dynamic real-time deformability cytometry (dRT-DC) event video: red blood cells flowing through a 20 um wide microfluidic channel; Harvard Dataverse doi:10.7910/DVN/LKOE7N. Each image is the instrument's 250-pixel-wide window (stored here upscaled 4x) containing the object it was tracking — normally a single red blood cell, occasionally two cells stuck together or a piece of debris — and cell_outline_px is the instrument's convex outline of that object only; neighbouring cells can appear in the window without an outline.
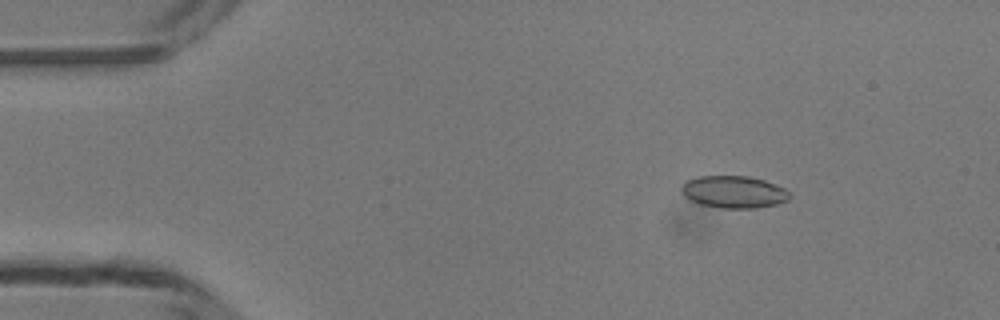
{"species": "common noctule bat (a hibernating species)", "species_latin": "Nyctalus noctula", "temperature_condition": "room temperature", "stored_images_in_passage": 48, "camera_frame_rate_fps": 3000, "um_per_image_px": 0.085, "animal": {"sex": "male", "body_mass_g": 13.3}, "frame": {"image": 1, "passage_image": 6, "time_ms": 1.667, "image_size_px": [1000, 320], "cell_outline_px": [[792, 196], [788, 200], [776, 204], [756, 208], [720, 208], [700, 204], [684, 196], [680, 188], [688, 180], [696, 176], [748, 176], [764, 180], [776, 184], [784, 188]], "centroid_in_image_um": [62.38, 16.31], "position_along_channel_um": 22.6, "area_um2": 20.29}}
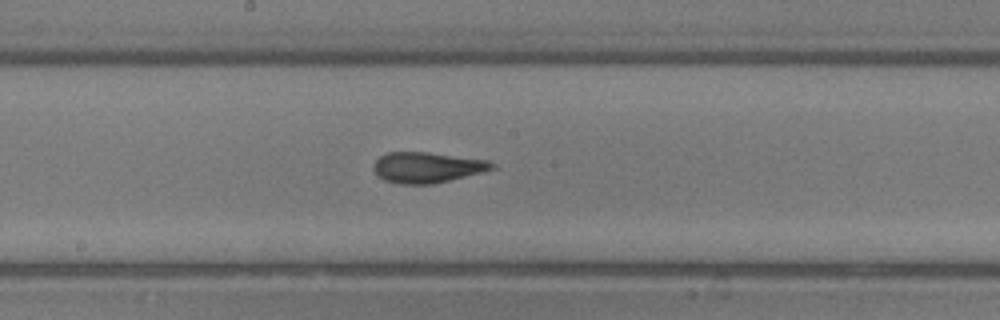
{"frame": {"image": 2, "passage_image": 25, "time_ms": 8.0, "image_size_px": [1000, 320], "cell_outline_px": [[496, 168], [484, 172], [432, 184], [400, 184], [384, 180], [372, 168], [376, 160], [380, 156], [388, 152], [428, 152], [488, 160], [496, 164]], "centroid_in_image_um": [36.34, 14.23], "position_along_channel_um": 211.9, "area_um2": 21.15}}
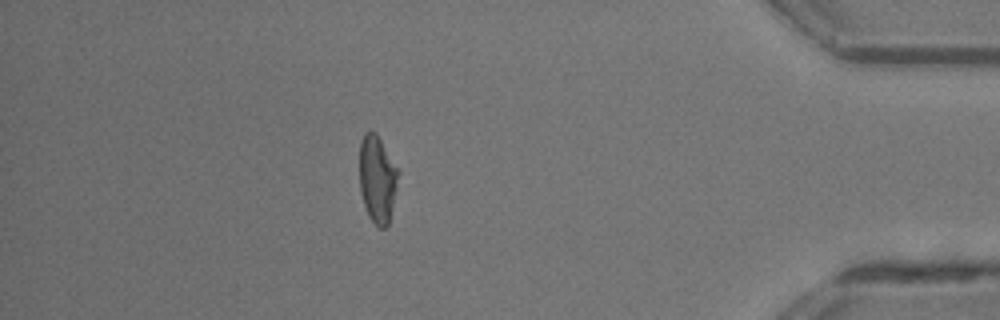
{"frame": {"image": 3, "passage_image": 42, "time_ms": 13.667, "image_size_px": [1000, 320], "cell_outline_px": [[400, 172], [392, 208], [388, 224], [384, 228], [380, 228], [368, 216], [360, 192], [360, 144], [364, 132], [376, 132]], "centroid_in_image_um": [32.08, 15.21], "position_along_channel_um": 403.1, "area_um2": 19.59}, "authors_computed_cell_mechanics": {"area_um2": 20.6057, "velocity_mm_per_s": 4.2075, "shape_relaxation_time_tau1_ms": null, "shape_relaxation_time_tau2_ms": 1.4693, "deformation_change_tau1": null, "deformation_change_tau2": 0.1056}}